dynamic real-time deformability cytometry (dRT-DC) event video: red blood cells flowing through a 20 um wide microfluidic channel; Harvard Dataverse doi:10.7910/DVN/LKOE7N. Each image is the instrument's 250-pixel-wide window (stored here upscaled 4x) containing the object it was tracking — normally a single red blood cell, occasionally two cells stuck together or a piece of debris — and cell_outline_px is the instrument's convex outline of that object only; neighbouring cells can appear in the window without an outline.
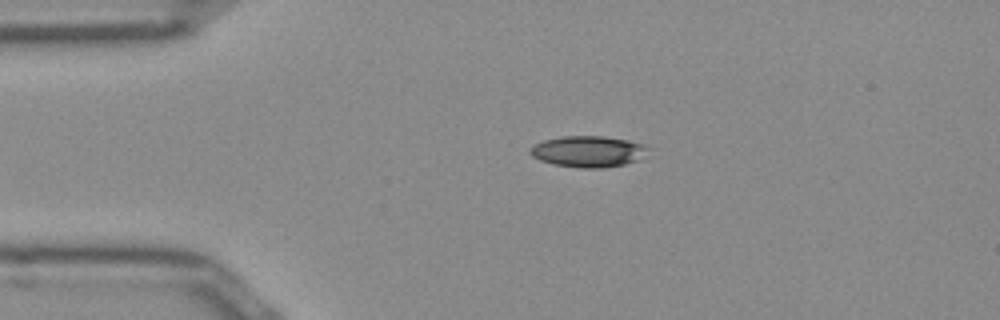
{"species": "Egyptian fruit bat (a non-hibernating species)", "species_latin": "Rousettus aegyptiacus", "temperature_condition": "room temperature", "stored_images_in_passage": 34, "camera_frame_rate_fps": 3000, "um_per_image_px": 0.085, "frame": {"image": 1, "passage_image": 1, "time_ms": 0.0, "image_size_px": [1000, 320], "cell_outline_px": [[652, 148], [636, 160], [624, 164], [600, 168], [580, 168], [552, 164], [540, 160], [532, 156], [528, 152], [528, 148], [544, 140], [564, 136], [604, 136], [628, 140], [644, 144]], "centroid_in_image_um": [49.98, 12.87], "position_along_channel_um": 35.0, "area_um2": 21.44}}
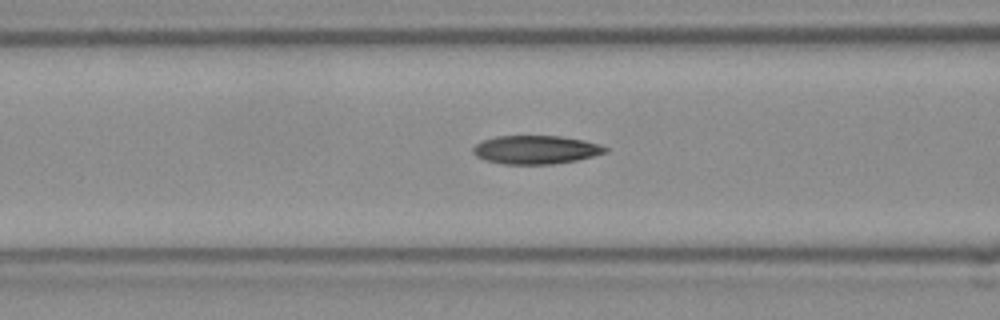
{"frame": {"image": 2, "passage_image": 10, "time_ms": 3.0, "image_size_px": [1000, 320], "cell_outline_px": [[608, 152], [576, 160], [552, 164], [504, 164], [484, 160], [476, 156], [472, 152], [472, 148], [476, 144], [484, 140], [496, 136], [560, 136], [584, 140], [600, 144], [608, 148]], "centroid_in_image_um": [45.54, 12.72], "position_along_channel_um": 121.1, "area_um2": 21.96}}
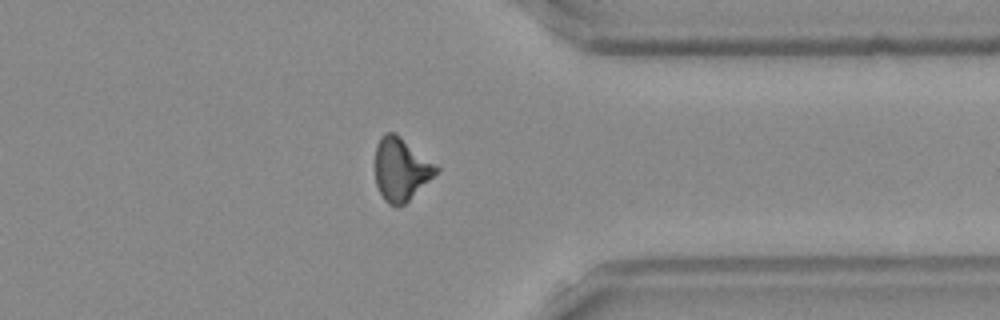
{"frame": {"image": 3, "passage_image": 30, "time_ms": 9.667, "image_size_px": [1000, 320], "cell_outline_px": [[440, 172], [404, 204], [396, 208], [388, 204], [384, 200], [376, 184], [376, 144], [380, 136], [384, 132], [396, 132], [440, 168]], "centroid_in_image_um": [34.1, 14.38], "position_along_channel_um": 377.3, "area_um2": 22.6}, "authors_computed_cell_mechanics": {"area_um2": 21.9351, "velocity_mm_per_s": 3.959, "shape_relaxation_time_tau1_ms": 8.3584, "shape_relaxation_time_tau2_ms": 5.6445, "deformation_change_tau1": 0.212, "deformation_change_tau2": 0.1364}}